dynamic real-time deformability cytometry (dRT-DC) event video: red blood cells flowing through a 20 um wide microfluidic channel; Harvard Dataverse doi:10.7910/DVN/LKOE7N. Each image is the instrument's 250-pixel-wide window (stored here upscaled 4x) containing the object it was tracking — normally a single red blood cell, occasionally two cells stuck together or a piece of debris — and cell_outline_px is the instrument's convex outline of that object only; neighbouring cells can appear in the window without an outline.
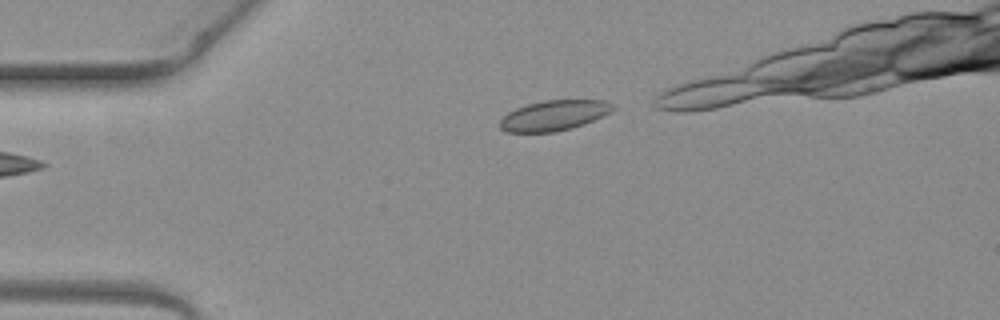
{"species": "common noctule bat (a hibernating species)", "species_latin": "Nyctalus noctula", "temperature_condition": "warm", "stored_images_in_passage": 2, "camera_frame_rate_fps": 3000, "um_per_image_px": 0.085, "animal": {"sex": "female", "body_mass_g": 19.3, "forearm_length_mm": 54.1}, "frame": {"image": 1, "passage_image": 2, "time_ms": 0.333, "image_size_px": [1000, 320], "cell_outline_px": [[616, 108], [612, 112], [584, 124], [572, 128], [556, 132], [508, 132], [500, 128], [500, 120], [508, 112], [516, 108], [528, 104], [544, 100], [604, 100], [616, 104]], "centroid_in_image_um": [47.14, 9.8], "position_along_channel_um": 37.9, "area_um2": 20.06}}